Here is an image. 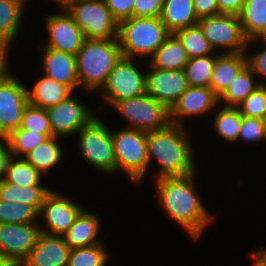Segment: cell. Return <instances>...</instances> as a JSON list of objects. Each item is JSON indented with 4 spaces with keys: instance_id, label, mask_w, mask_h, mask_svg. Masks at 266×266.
Returning a JSON list of instances; mask_svg holds the SVG:
<instances>
[{
    "instance_id": "cell-1",
    "label": "cell",
    "mask_w": 266,
    "mask_h": 266,
    "mask_svg": "<svg viewBox=\"0 0 266 266\" xmlns=\"http://www.w3.org/2000/svg\"><path fill=\"white\" fill-rule=\"evenodd\" d=\"M197 173L154 179L156 200L171 221L178 224L191 240L198 241L216 216L203 202L197 187ZM196 181V182H195Z\"/></svg>"
},
{
    "instance_id": "cell-2",
    "label": "cell",
    "mask_w": 266,
    "mask_h": 266,
    "mask_svg": "<svg viewBox=\"0 0 266 266\" xmlns=\"http://www.w3.org/2000/svg\"><path fill=\"white\" fill-rule=\"evenodd\" d=\"M188 127L170 123L165 128L146 132L149 169L152 161L158 164L156 172L152 174L153 179L187 176L197 172L198 155H194L195 144L192 143Z\"/></svg>"
},
{
    "instance_id": "cell-3",
    "label": "cell",
    "mask_w": 266,
    "mask_h": 266,
    "mask_svg": "<svg viewBox=\"0 0 266 266\" xmlns=\"http://www.w3.org/2000/svg\"><path fill=\"white\" fill-rule=\"evenodd\" d=\"M121 56L117 38L85 39L75 56L79 90L99 92Z\"/></svg>"
},
{
    "instance_id": "cell-4",
    "label": "cell",
    "mask_w": 266,
    "mask_h": 266,
    "mask_svg": "<svg viewBox=\"0 0 266 266\" xmlns=\"http://www.w3.org/2000/svg\"><path fill=\"white\" fill-rule=\"evenodd\" d=\"M169 34L160 17L132 16L118 22L117 40L127 58L147 61Z\"/></svg>"
},
{
    "instance_id": "cell-5",
    "label": "cell",
    "mask_w": 266,
    "mask_h": 266,
    "mask_svg": "<svg viewBox=\"0 0 266 266\" xmlns=\"http://www.w3.org/2000/svg\"><path fill=\"white\" fill-rule=\"evenodd\" d=\"M146 65L147 61L121 56L110 71L105 85L99 91L104 102V105H98L99 114L105 116L104 111L107 110L105 107L111 108L117 101L146 93V68L144 67Z\"/></svg>"
},
{
    "instance_id": "cell-6",
    "label": "cell",
    "mask_w": 266,
    "mask_h": 266,
    "mask_svg": "<svg viewBox=\"0 0 266 266\" xmlns=\"http://www.w3.org/2000/svg\"><path fill=\"white\" fill-rule=\"evenodd\" d=\"M111 138L116 159V173L122 172L136 187L142 183L149 171L146 132L133 128L111 129ZM145 178V179H144Z\"/></svg>"
},
{
    "instance_id": "cell-7",
    "label": "cell",
    "mask_w": 266,
    "mask_h": 266,
    "mask_svg": "<svg viewBox=\"0 0 266 266\" xmlns=\"http://www.w3.org/2000/svg\"><path fill=\"white\" fill-rule=\"evenodd\" d=\"M101 114L77 133L78 153L90 168L104 175L116 174V159L111 138V128Z\"/></svg>"
},
{
    "instance_id": "cell-8",
    "label": "cell",
    "mask_w": 266,
    "mask_h": 266,
    "mask_svg": "<svg viewBox=\"0 0 266 266\" xmlns=\"http://www.w3.org/2000/svg\"><path fill=\"white\" fill-rule=\"evenodd\" d=\"M111 110L129 123L124 127L143 132L165 128L171 123L170 110L147 93L117 101Z\"/></svg>"
},
{
    "instance_id": "cell-9",
    "label": "cell",
    "mask_w": 266,
    "mask_h": 266,
    "mask_svg": "<svg viewBox=\"0 0 266 266\" xmlns=\"http://www.w3.org/2000/svg\"><path fill=\"white\" fill-rule=\"evenodd\" d=\"M85 39H116L118 21L103 0H76L64 7Z\"/></svg>"
},
{
    "instance_id": "cell-10",
    "label": "cell",
    "mask_w": 266,
    "mask_h": 266,
    "mask_svg": "<svg viewBox=\"0 0 266 266\" xmlns=\"http://www.w3.org/2000/svg\"><path fill=\"white\" fill-rule=\"evenodd\" d=\"M204 37L217 53H244L245 38L239 17L232 14H219L203 17L197 22Z\"/></svg>"
},
{
    "instance_id": "cell-11",
    "label": "cell",
    "mask_w": 266,
    "mask_h": 266,
    "mask_svg": "<svg viewBox=\"0 0 266 266\" xmlns=\"http://www.w3.org/2000/svg\"><path fill=\"white\" fill-rule=\"evenodd\" d=\"M75 93L57 105L45 109L55 137L68 139L76 136L81 128L99 115L98 109L94 111L91 104L90 106L86 105L79 98L74 97Z\"/></svg>"
},
{
    "instance_id": "cell-12",
    "label": "cell",
    "mask_w": 266,
    "mask_h": 266,
    "mask_svg": "<svg viewBox=\"0 0 266 266\" xmlns=\"http://www.w3.org/2000/svg\"><path fill=\"white\" fill-rule=\"evenodd\" d=\"M51 190L38 212L39 226L43 233L63 235L73 224L76 216L85 207L77 204L70 196ZM70 197V198H69ZM44 221L41 222L40 221Z\"/></svg>"
},
{
    "instance_id": "cell-13",
    "label": "cell",
    "mask_w": 266,
    "mask_h": 266,
    "mask_svg": "<svg viewBox=\"0 0 266 266\" xmlns=\"http://www.w3.org/2000/svg\"><path fill=\"white\" fill-rule=\"evenodd\" d=\"M56 10L59 13H48L44 16L45 29L48 33L43 46L76 56L85 40L84 34L64 8Z\"/></svg>"
},
{
    "instance_id": "cell-14",
    "label": "cell",
    "mask_w": 266,
    "mask_h": 266,
    "mask_svg": "<svg viewBox=\"0 0 266 266\" xmlns=\"http://www.w3.org/2000/svg\"><path fill=\"white\" fill-rule=\"evenodd\" d=\"M27 88L13 73L0 78V126L7 135L21 125L28 104Z\"/></svg>"
},
{
    "instance_id": "cell-15",
    "label": "cell",
    "mask_w": 266,
    "mask_h": 266,
    "mask_svg": "<svg viewBox=\"0 0 266 266\" xmlns=\"http://www.w3.org/2000/svg\"><path fill=\"white\" fill-rule=\"evenodd\" d=\"M218 105V96L210 87L189 86L170 109L171 123L186 127V120L208 118Z\"/></svg>"
},
{
    "instance_id": "cell-16",
    "label": "cell",
    "mask_w": 266,
    "mask_h": 266,
    "mask_svg": "<svg viewBox=\"0 0 266 266\" xmlns=\"http://www.w3.org/2000/svg\"><path fill=\"white\" fill-rule=\"evenodd\" d=\"M146 69V93L170 110L189 87L183 69Z\"/></svg>"
},
{
    "instance_id": "cell-17",
    "label": "cell",
    "mask_w": 266,
    "mask_h": 266,
    "mask_svg": "<svg viewBox=\"0 0 266 266\" xmlns=\"http://www.w3.org/2000/svg\"><path fill=\"white\" fill-rule=\"evenodd\" d=\"M40 233L38 223H0V254L4 259L25 260Z\"/></svg>"
},
{
    "instance_id": "cell-18",
    "label": "cell",
    "mask_w": 266,
    "mask_h": 266,
    "mask_svg": "<svg viewBox=\"0 0 266 266\" xmlns=\"http://www.w3.org/2000/svg\"><path fill=\"white\" fill-rule=\"evenodd\" d=\"M41 53V70L46 77L69 86L74 92H79L75 55L39 46Z\"/></svg>"
},
{
    "instance_id": "cell-19",
    "label": "cell",
    "mask_w": 266,
    "mask_h": 266,
    "mask_svg": "<svg viewBox=\"0 0 266 266\" xmlns=\"http://www.w3.org/2000/svg\"><path fill=\"white\" fill-rule=\"evenodd\" d=\"M70 250L62 235L41 232L24 260L25 266H67Z\"/></svg>"
},
{
    "instance_id": "cell-20",
    "label": "cell",
    "mask_w": 266,
    "mask_h": 266,
    "mask_svg": "<svg viewBox=\"0 0 266 266\" xmlns=\"http://www.w3.org/2000/svg\"><path fill=\"white\" fill-rule=\"evenodd\" d=\"M100 216L85 207L79 212L73 224L62 235L70 249L104 243L99 237L102 224Z\"/></svg>"
},
{
    "instance_id": "cell-21",
    "label": "cell",
    "mask_w": 266,
    "mask_h": 266,
    "mask_svg": "<svg viewBox=\"0 0 266 266\" xmlns=\"http://www.w3.org/2000/svg\"><path fill=\"white\" fill-rule=\"evenodd\" d=\"M245 65V53L215 54L209 87L219 97Z\"/></svg>"
},
{
    "instance_id": "cell-22",
    "label": "cell",
    "mask_w": 266,
    "mask_h": 266,
    "mask_svg": "<svg viewBox=\"0 0 266 266\" xmlns=\"http://www.w3.org/2000/svg\"><path fill=\"white\" fill-rule=\"evenodd\" d=\"M32 88H27L28 103L43 109L57 105L74 93L69 86L60 84L43 74L41 78H37Z\"/></svg>"
},
{
    "instance_id": "cell-23",
    "label": "cell",
    "mask_w": 266,
    "mask_h": 266,
    "mask_svg": "<svg viewBox=\"0 0 266 266\" xmlns=\"http://www.w3.org/2000/svg\"><path fill=\"white\" fill-rule=\"evenodd\" d=\"M189 59L178 37L170 33L147 60V64L161 70L183 69Z\"/></svg>"
},
{
    "instance_id": "cell-24",
    "label": "cell",
    "mask_w": 266,
    "mask_h": 266,
    "mask_svg": "<svg viewBox=\"0 0 266 266\" xmlns=\"http://www.w3.org/2000/svg\"><path fill=\"white\" fill-rule=\"evenodd\" d=\"M61 140L63 139L60 137H49L24 158L41 174L48 176L66 158V150L61 146Z\"/></svg>"
},
{
    "instance_id": "cell-25",
    "label": "cell",
    "mask_w": 266,
    "mask_h": 266,
    "mask_svg": "<svg viewBox=\"0 0 266 266\" xmlns=\"http://www.w3.org/2000/svg\"><path fill=\"white\" fill-rule=\"evenodd\" d=\"M169 33L197 24L193 0H164L160 15Z\"/></svg>"
},
{
    "instance_id": "cell-26",
    "label": "cell",
    "mask_w": 266,
    "mask_h": 266,
    "mask_svg": "<svg viewBox=\"0 0 266 266\" xmlns=\"http://www.w3.org/2000/svg\"><path fill=\"white\" fill-rule=\"evenodd\" d=\"M238 17L247 40L266 37V0H245Z\"/></svg>"
},
{
    "instance_id": "cell-27",
    "label": "cell",
    "mask_w": 266,
    "mask_h": 266,
    "mask_svg": "<svg viewBox=\"0 0 266 266\" xmlns=\"http://www.w3.org/2000/svg\"><path fill=\"white\" fill-rule=\"evenodd\" d=\"M259 85L256 76L245 65L218 97V103L226 107H237Z\"/></svg>"
},
{
    "instance_id": "cell-28",
    "label": "cell",
    "mask_w": 266,
    "mask_h": 266,
    "mask_svg": "<svg viewBox=\"0 0 266 266\" xmlns=\"http://www.w3.org/2000/svg\"><path fill=\"white\" fill-rule=\"evenodd\" d=\"M51 190L52 188L45 185L21 187L4 180L0 181V199L30 205L38 212L46 195Z\"/></svg>"
},
{
    "instance_id": "cell-29",
    "label": "cell",
    "mask_w": 266,
    "mask_h": 266,
    "mask_svg": "<svg viewBox=\"0 0 266 266\" xmlns=\"http://www.w3.org/2000/svg\"><path fill=\"white\" fill-rule=\"evenodd\" d=\"M27 8L20 2L0 0V35L15 44L21 33L22 20Z\"/></svg>"
},
{
    "instance_id": "cell-30",
    "label": "cell",
    "mask_w": 266,
    "mask_h": 266,
    "mask_svg": "<svg viewBox=\"0 0 266 266\" xmlns=\"http://www.w3.org/2000/svg\"><path fill=\"white\" fill-rule=\"evenodd\" d=\"M212 113V116L214 115V118L211 119L213 121L212 129L220 136V139L235 143L238 139L242 118L238 108L218 105Z\"/></svg>"
},
{
    "instance_id": "cell-31",
    "label": "cell",
    "mask_w": 266,
    "mask_h": 266,
    "mask_svg": "<svg viewBox=\"0 0 266 266\" xmlns=\"http://www.w3.org/2000/svg\"><path fill=\"white\" fill-rule=\"evenodd\" d=\"M43 174L25 158L11 157L8 161L4 181L21 187L44 185Z\"/></svg>"
},
{
    "instance_id": "cell-32",
    "label": "cell",
    "mask_w": 266,
    "mask_h": 266,
    "mask_svg": "<svg viewBox=\"0 0 266 266\" xmlns=\"http://www.w3.org/2000/svg\"><path fill=\"white\" fill-rule=\"evenodd\" d=\"M105 243L71 249L67 266H107L112 253Z\"/></svg>"
},
{
    "instance_id": "cell-33",
    "label": "cell",
    "mask_w": 266,
    "mask_h": 266,
    "mask_svg": "<svg viewBox=\"0 0 266 266\" xmlns=\"http://www.w3.org/2000/svg\"><path fill=\"white\" fill-rule=\"evenodd\" d=\"M182 46L186 50L189 58L204 57L211 54H217L211 47L208 40L198 24L180 29L174 33Z\"/></svg>"
},
{
    "instance_id": "cell-34",
    "label": "cell",
    "mask_w": 266,
    "mask_h": 266,
    "mask_svg": "<svg viewBox=\"0 0 266 266\" xmlns=\"http://www.w3.org/2000/svg\"><path fill=\"white\" fill-rule=\"evenodd\" d=\"M215 63V54L193 57L183 68L188 86L209 87Z\"/></svg>"
},
{
    "instance_id": "cell-35",
    "label": "cell",
    "mask_w": 266,
    "mask_h": 266,
    "mask_svg": "<svg viewBox=\"0 0 266 266\" xmlns=\"http://www.w3.org/2000/svg\"><path fill=\"white\" fill-rule=\"evenodd\" d=\"M47 139L48 137L45 134L27 131L20 127L7 136L11 155L17 158H24L30 151Z\"/></svg>"
},
{
    "instance_id": "cell-36",
    "label": "cell",
    "mask_w": 266,
    "mask_h": 266,
    "mask_svg": "<svg viewBox=\"0 0 266 266\" xmlns=\"http://www.w3.org/2000/svg\"><path fill=\"white\" fill-rule=\"evenodd\" d=\"M38 211L26 204L0 199V223H38Z\"/></svg>"
},
{
    "instance_id": "cell-37",
    "label": "cell",
    "mask_w": 266,
    "mask_h": 266,
    "mask_svg": "<svg viewBox=\"0 0 266 266\" xmlns=\"http://www.w3.org/2000/svg\"><path fill=\"white\" fill-rule=\"evenodd\" d=\"M257 45L260 46L258 47ZM255 46L259 48L258 50L256 48V52H254ZM244 53L246 56V65L256 76L258 83L266 85V37L248 40Z\"/></svg>"
},
{
    "instance_id": "cell-38",
    "label": "cell",
    "mask_w": 266,
    "mask_h": 266,
    "mask_svg": "<svg viewBox=\"0 0 266 266\" xmlns=\"http://www.w3.org/2000/svg\"><path fill=\"white\" fill-rule=\"evenodd\" d=\"M20 128L45 134L48 138L53 136L46 110L29 103L23 111Z\"/></svg>"
},
{
    "instance_id": "cell-39",
    "label": "cell",
    "mask_w": 266,
    "mask_h": 266,
    "mask_svg": "<svg viewBox=\"0 0 266 266\" xmlns=\"http://www.w3.org/2000/svg\"><path fill=\"white\" fill-rule=\"evenodd\" d=\"M237 108L242 116L264 120L266 116V85L257 86Z\"/></svg>"
},
{
    "instance_id": "cell-40",
    "label": "cell",
    "mask_w": 266,
    "mask_h": 266,
    "mask_svg": "<svg viewBox=\"0 0 266 266\" xmlns=\"http://www.w3.org/2000/svg\"><path fill=\"white\" fill-rule=\"evenodd\" d=\"M243 141L246 144L266 143V123L259 118L242 116L239 129L238 141Z\"/></svg>"
},
{
    "instance_id": "cell-41",
    "label": "cell",
    "mask_w": 266,
    "mask_h": 266,
    "mask_svg": "<svg viewBox=\"0 0 266 266\" xmlns=\"http://www.w3.org/2000/svg\"><path fill=\"white\" fill-rule=\"evenodd\" d=\"M164 0H134L132 16L160 17Z\"/></svg>"
},
{
    "instance_id": "cell-42",
    "label": "cell",
    "mask_w": 266,
    "mask_h": 266,
    "mask_svg": "<svg viewBox=\"0 0 266 266\" xmlns=\"http://www.w3.org/2000/svg\"><path fill=\"white\" fill-rule=\"evenodd\" d=\"M112 16L120 22L132 17L134 0H103Z\"/></svg>"
},
{
    "instance_id": "cell-43",
    "label": "cell",
    "mask_w": 266,
    "mask_h": 266,
    "mask_svg": "<svg viewBox=\"0 0 266 266\" xmlns=\"http://www.w3.org/2000/svg\"><path fill=\"white\" fill-rule=\"evenodd\" d=\"M13 45L8 39L0 35V78H5L12 74V71L9 70L11 68L9 67L8 59H10Z\"/></svg>"
},
{
    "instance_id": "cell-44",
    "label": "cell",
    "mask_w": 266,
    "mask_h": 266,
    "mask_svg": "<svg viewBox=\"0 0 266 266\" xmlns=\"http://www.w3.org/2000/svg\"><path fill=\"white\" fill-rule=\"evenodd\" d=\"M193 7L198 19L220 14L217 0H193Z\"/></svg>"
},
{
    "instance_id": "cell-45",
    "label": "cell",
    "mask_w": 266,
    "mask_h": 266,
    "mask_svg": "<svg viewBox=\"0 0 266 266\" xmlns=\"http://www.w3.org/2000/svg\"><path fill=\"white\" fill-rule=\"evenodd\" d=\"M220 14L239 15L245 0H217Z\"/></svg>"
},
{
    "instance_id": "cell-46",
    "label": "cell",
    "mask_w": 266,
    "mask_h": 266,
    "mask_svg": "<svg viewBox=\"0 0 266 266\" xmlns=\"http://www.w3.org/2000/svg\"><path fill=\"white\" fill-rule=\"evenodd\" d=\"M12 157L7 139L0 140V181L4 179L6 167Z\"/></svg>"
},
{
    "instance_id": "cell-47",
    "label": "cell",
    "mask_w": 266,
    "mask_h": 266,
    "mask_svg": "<svg viewBox=\"0 0 266 266\" xmlns=\"http://www.w3.org/2000/svg\"><path fill=\"white\" fill-rule=\"evenodd\" d=\"M254 249L249 254L253 264L251 266H266V248L257 246Z\"/></svg>"
},
{
    "instance_id": "cell-48",
    "label": "cell",
    "mask_w": 266,
    "mask_h": 266,
    "mask_svg": "<svg viewBox=\"0 0 266 266\" xmlns=\"http://www.w3.org/2000/svg\"><path fill=\"white\" fill-rule=\"evenodd\" d=\"M0 266H25L24 260L4 259Z\"/></svg>"
},
{
    "instance_id": "cell-49",
    "label": "cell",
    "mask_w": 266,
    "mask_h": 266,
    "mask_svg": "<svg viewBox=\"0 0 266 266\" xmlns=\"http://www.w3.org/2000/svg\"><path fill=\"white\" fill-rule=\"evenodd\" d=\"M57 9L66 7L70 2L76 1V0H49Z\"/></svg>"
},
{
    "instance_id": "cell-50",
    "label": "cell",
    "mask_w": 266,
    "mask_h": 266,
    "mask_svg": "<svg viewBox=\"0 0 266 266\" xmlns=\"http://www.w3.org/2000/svg\"><path fill=\"white\" fill-rule=\"evenodd\" d=\"M7 134L1 129V126H0V140H4V139H7Z\"/></svg>"
},
{
    "instance_id": "cell-51",
    "label": "cell",
    "mask_w": 266,
    "mask_h": 266,
    "mask_svg": "<svg viewBox=\"0 0 266 266\" xmlns=\"http://www.w3.org/2000/svg\"><path fill=\"white\" fill-rule=\"evenodd\" d=\"M13 1H17V2H20V3H22L26 8H27V4H28V2H29V4H30V0H13Z\"/></svg>"
},
{
    "instance_id": "cell-52",
    "label": "cell",
    "mask_w": 266,
    "mask_h": 266,
    "mask_svg": "<svg viewBox=\"0 0 266 266\" xmlns=\"http://www.w3.org/2000/svg\"><path fill=\"white\" fill-rule=\"evenodd\" d=\"M4 260V257L0 254V264Z\"/></svg>"
}]
</instances>
